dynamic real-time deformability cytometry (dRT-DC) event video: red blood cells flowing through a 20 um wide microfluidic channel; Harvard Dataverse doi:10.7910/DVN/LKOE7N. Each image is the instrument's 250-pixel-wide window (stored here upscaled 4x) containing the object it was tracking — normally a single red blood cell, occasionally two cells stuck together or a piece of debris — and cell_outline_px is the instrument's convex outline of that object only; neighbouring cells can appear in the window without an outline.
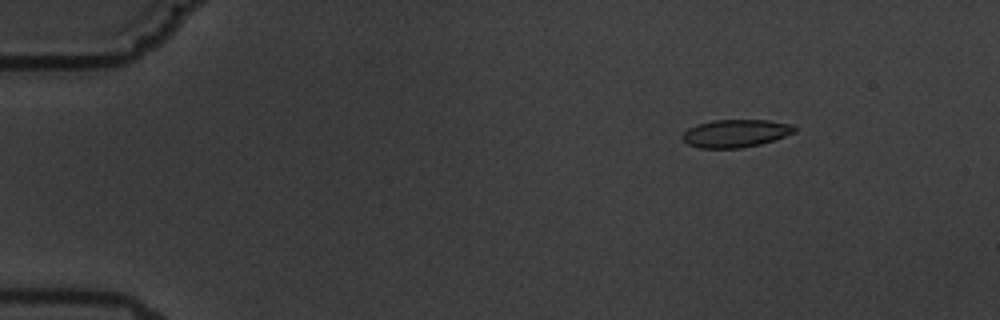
{"species": "common noctule bat (a hibernating species)", "species_latin": "Nyctalus noctula", "temperature_condition": "warm", "stored_images_in_passage": 5, "camera_frame_rate_fps": 3000, "um_per_image_px": 0.085, "animal": {"sex": "male", "body_mass_g": 19.5, "forearm_length_mm": 54.6}, "frame": {"image": 1, "passage_image": 2, "time_ms": 1.333, "image_size_px": [1000, 320], "cell_outline_px": [[796, 132], [760, 144], [740, 148], [700, 148], [688, 144], [680, 136], [688, 128], [696, 124], [712, 120], [768, 120], [792, 124], [796, 128]], "centroid_in_image_um": [62.51, 11.33], "position_along_channel_um": 22.5, "area_um2": 18.15}}
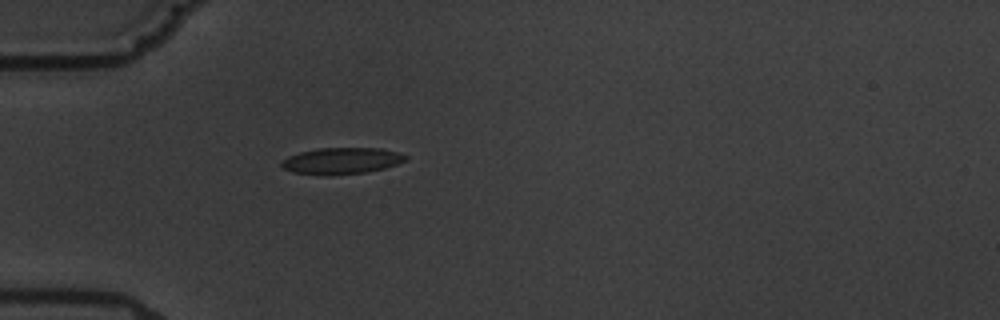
{"frame": {"image": 2, "passage_image": 5, "time_ms": 4.667, "image_size_px": [1000, 320], "cell_outline_px": [[408, 160], [384, 168], [364, 172], [328, 176], [324, 176], [292, 172], [284, 168], [280, 164], [288, 156], [300, 152], [320, 148], [384, 148], [408, 156]], "centroid_in_image_um": [29.04, 13.67], "position_along_channel_um": 56.0, "area_um2": 19.13}}